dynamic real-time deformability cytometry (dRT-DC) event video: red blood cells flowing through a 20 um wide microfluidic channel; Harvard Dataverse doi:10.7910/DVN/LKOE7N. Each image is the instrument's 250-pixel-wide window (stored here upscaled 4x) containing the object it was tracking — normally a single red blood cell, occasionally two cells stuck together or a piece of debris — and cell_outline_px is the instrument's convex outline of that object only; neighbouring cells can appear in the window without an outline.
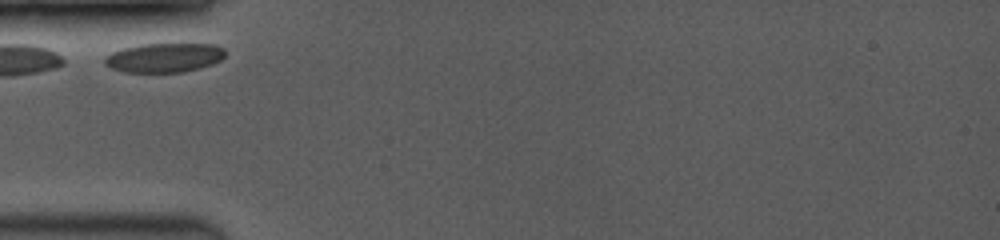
{"species": "common noctule bat (a hibernating species)", "species_latin": "Nyctalus noctula", "temperature_condition": "room temperature", "stored_images_in_passage": 15, "camera_frame_rate_fps": 3500, "um_per_image_px": 0.085, "animal": {"sex": "female", "body_mass_g": 19.0, "forearm_length_mm": 53.3}, "frame": {"image": 1, "passage_image": 1, "time_ms": 0.0, "image_size_px": [1000, 240], "cell_outline_px": [[224, 56], [220, 60], [212, 64], [200, 68], [184, 72], [124, 72], [112, 68], [104, 64], [104, 56], [112, 52], [124, 48], [140, 44], [216, 44], [224, 48]], "centroid_in_image_um": [13.95, 4.9], "position_along_channel_um": 71.0, "area_um2": 20.58}}